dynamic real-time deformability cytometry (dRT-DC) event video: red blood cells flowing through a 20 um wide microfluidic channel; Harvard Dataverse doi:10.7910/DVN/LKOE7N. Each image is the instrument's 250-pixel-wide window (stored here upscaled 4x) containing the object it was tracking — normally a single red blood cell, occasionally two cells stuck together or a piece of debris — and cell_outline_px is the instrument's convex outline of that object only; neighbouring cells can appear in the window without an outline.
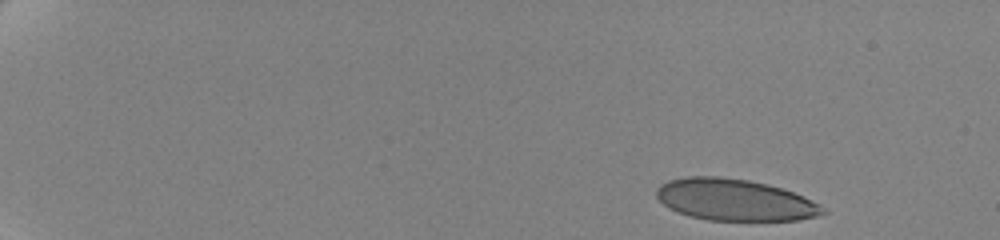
{"species": "human", "species_latin": "Homo sapiens", "temperature_condition": "cold", "stored_images_in_passage": 16, "camera_frame_rate_fps": 3000, "um_per_image_px": 0.085, "donor": {"sex": "female"}, "frame": {"image": 1, "passage_image": 1, "time_ms": 0.0, "image_size_px": [1000, 240], "cell_outline_px": [[828, 212], [820, 216], [796, 220], [708, 220], [688, 216], [668, 208], [656, 196], [656, 188], [660, 184], [668, 180], [688, 176], [720, 176], [748, 180], [768, 184], [804, 196]], "centroid_in_image_um": [62.41, 16.98], "position_along_channel_um": 22.6, "area_um2": 40.29}}
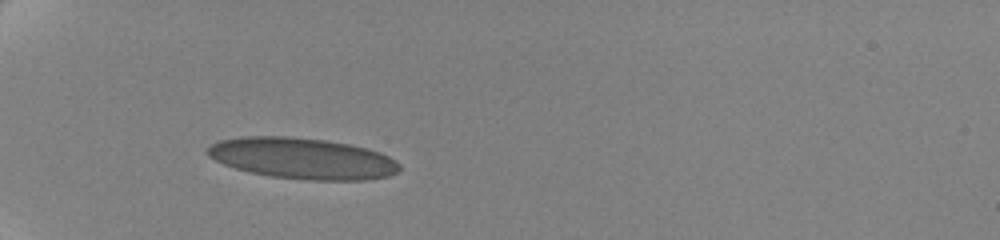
{"frame": {"image": 2, "passage_image": 14, "time_ms": 4.667, "image_size_px": [1000, 240], "cell_outline_px": [[400, 172], [388, 176], [368, 180], [308, 180], [272, 176], [248, 172], [224, 164], [208, 156], [204, 152], [212, 144], [220, 140], [240, 136], [288, 136], [324, 140], [348, 144], [380, 152], [396, 160], [400, 164]], "centroid_in_image_um": [25.71, 13.46], "position_along_channel_um": 59.3, "area_um2": 46.07}}
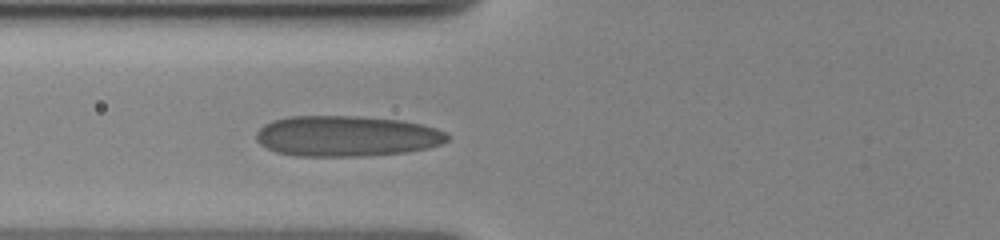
{"frame": {"image": 3, "passage_image": 16, "time_ms": 6.333, "image_size_px": [1000, 240], "cell_outline_px": [[448, 140], [440, 144], [428, 148], [408, 152], [360, 156], [296, 156], [276, 152], [260, 144], [256, 140], [256, 132], [264, 124], [272, 120], [288, 116], [356, 116], [404, 120], [436, 128], [444, 132], [448, 136]], "centroid_in_image_um": [29.43, 11.56], "position_along_channel_um": 96.4, "area_um2": 45.49}}